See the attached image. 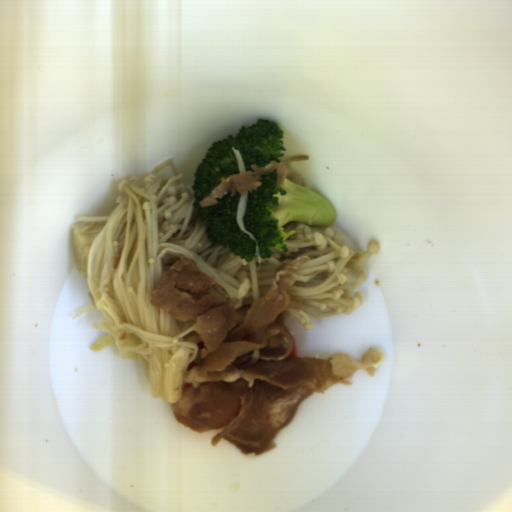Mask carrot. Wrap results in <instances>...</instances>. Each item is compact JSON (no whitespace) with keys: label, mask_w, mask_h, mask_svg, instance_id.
<instances>
[{"label":"carrot","mask_w":512,"mask_h":512,"mask_svg":"<svg viewBox=\"0 0 512 512\" xmlns=\"http://www.w3.org/2000/svg\"><path fill=\"white\" fill-rule=\"evenodd\" d=\"M196 367V362L194 360L191 361V363L186 368V372L191 370L192 368Z\"/></svg>","instance_id":"2"},{"label":"carrot","mask_w":512,"mask_h":512,"mask_svg":"<svg viewBox=\"0 0 512 512\" xmlns=\"http://www.w3.org/2000/svg\"><path fill=\"white\" fill-rule=\"evenodd\" d=\"M288 357H298L297 348H296L294 338H293V344H292V347H291Z\"/></svg>","instance_id":"1"},{"label":"carrot","mask_w":512,"mask_h":512,"mask_svg":"<svg viewBox=\"0 0 512 512\" xmlns=\"http://www.w3.org/2000/svg\"><path fill=\"white\" fill-rule=\"evenodd\" d=\"M192 383H187L185 382L184 380V383H183V387H182V390L185 392L190 386H191Z\"/></svg>","instance_id":"3"}]
</instances>
